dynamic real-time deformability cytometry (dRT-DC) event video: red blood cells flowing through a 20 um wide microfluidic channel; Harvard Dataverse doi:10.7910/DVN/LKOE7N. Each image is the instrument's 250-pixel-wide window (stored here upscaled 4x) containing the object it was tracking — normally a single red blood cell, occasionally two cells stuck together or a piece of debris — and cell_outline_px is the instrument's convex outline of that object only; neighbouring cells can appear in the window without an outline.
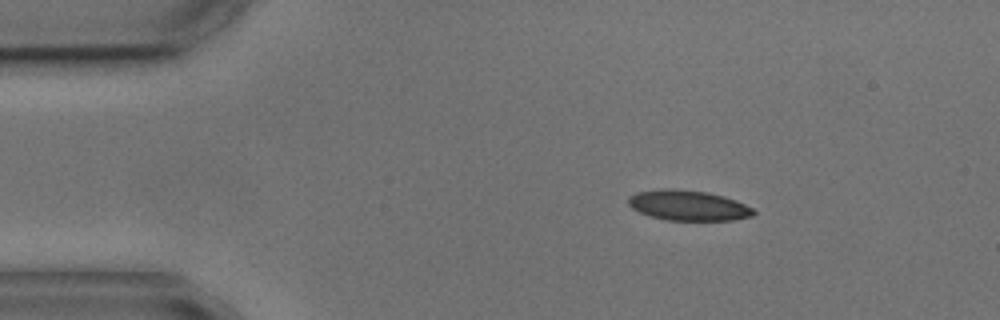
{"species": "common noctule bat (a hibernating species)", "species_latin": "Nyctalus noctula", "temperature_condition": "cold", "stored_images_in_passage": 2, "camera_frame_rate_fps": 3000, "um_per_image_px": 0.085, "animal": {"sex": "male", "body_mass_g": 17.9, "forearm_length_mm": 54.2}, "frame": {"image": 1, "passage_image": 1, "time_ms": 0.0, "image_size_px": [1000, 320], "cell_outline_px": [[756, 212], [752, 216], [732, 220], [668, 220], [652, 216], [640, 212], [632, 208], [628, 204], [628, 196], [636, 192], [664, 188], [672, 188], [708, 192], [724, 196], [736, 200], [752, 208]], "centroid_in_image_um": [58.49, 17.45], "position_along_channel_um": 26.5, "area_um2": 22.08}}